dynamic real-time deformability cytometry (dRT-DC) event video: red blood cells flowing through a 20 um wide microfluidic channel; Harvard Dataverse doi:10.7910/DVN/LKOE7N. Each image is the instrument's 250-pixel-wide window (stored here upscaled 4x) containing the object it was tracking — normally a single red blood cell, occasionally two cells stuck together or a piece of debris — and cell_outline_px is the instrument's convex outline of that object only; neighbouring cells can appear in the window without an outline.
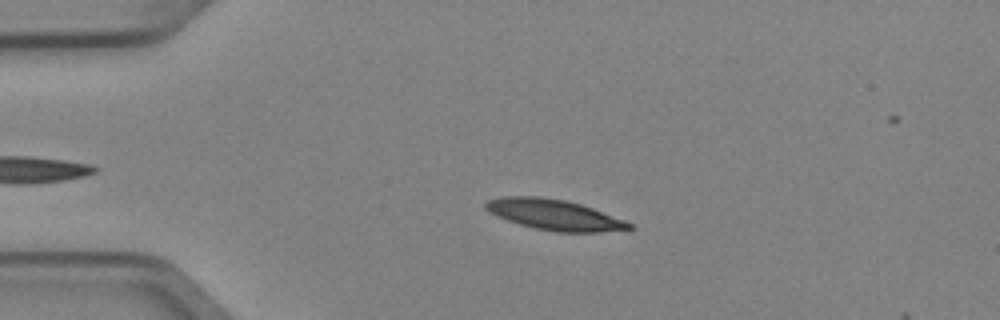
{"species": "Egyptian fruit bat (a non-hibernating species)", "species_latin": "Rousettus aegyptiacus", "temperature_condition": "cold", "stored_images_in_passage": 4, "camera_frame_rate_fps": 3000, "um_per_image_px": 0.085, "animal": {"sex": "female"}, "frame": {"image": 1, "passage_image": 3, "time_ms": 0.667, "image_size_px": [1000, 320], "cell_outline_px": [[636, 228], [596, 232], [556, 232], [536, 228], [520, 224], [508, 220], [488, 212], [484, 208], [484, 204], [488, 200], [504, 196], [540, 196], [564, 200], [580, 204], [592, 208], [624, 220], [632, 224]], "centroid_in_image_um": [47.09, 18.25], "position_along_channel_um": 37.9, "area_um2": 25.32}}